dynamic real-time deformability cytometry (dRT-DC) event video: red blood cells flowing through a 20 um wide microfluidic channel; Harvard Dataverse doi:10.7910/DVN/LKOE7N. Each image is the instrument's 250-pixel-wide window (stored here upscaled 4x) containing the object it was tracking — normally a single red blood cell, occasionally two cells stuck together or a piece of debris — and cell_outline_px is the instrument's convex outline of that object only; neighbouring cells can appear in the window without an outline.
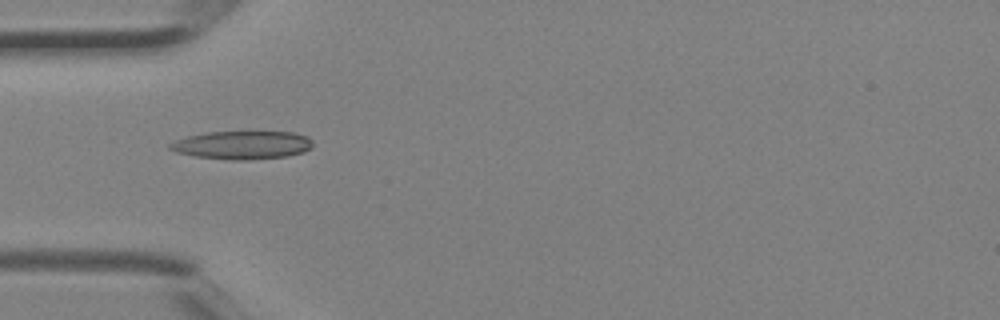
{"species": "Egyptian fruit bat (a non-hibernating species)", "species_latin": "Rousettus aegyptiacus", "temperature_condition": "room temperature", "stored_images_in_passage": 5, "camera_frame_rate_fps": 3000, "um_per_image_px": 0.085, "animal": {"sex": "female"}, "frame": {"image": 1, "passage_image": 4, "time_ms": 1.0, "image_size_px": [1000, 320], "cell_outline_px": [[312, 148], [304, 152], [288, 156], [244, 160], [232, 160], [196, 156], [176, 152], [168, 148], [168, 144], [176, 140], [188, 136], [208, 132], [292, 132], [308, 136], [312, 140]], "centroid_in_image_um": [20.62, 12.33], "position_along_channel_um": 64.4, "area_um2": 23.47}}
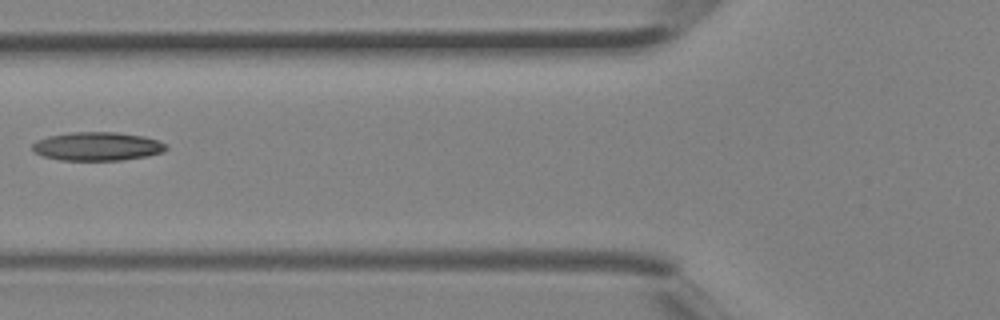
{"frame": {"image": 2, "passage_image": 5, "time_ms": 1.333, "image_size_px": [1000, 320], "cell_outline_px": [[168, 148], [164, 152], [144, 156], [120, 160], [60, 160], [44, 156], [36, 152], [32, 148], [32, 144], [36, 140], [48, 136], [72, 132], [116, 132], [144, 136], [168, 144]], "centroid_in_image_um": [8.28, 12.43], "position_along_channel_um": 117.5, "area_um2": 22.2}}